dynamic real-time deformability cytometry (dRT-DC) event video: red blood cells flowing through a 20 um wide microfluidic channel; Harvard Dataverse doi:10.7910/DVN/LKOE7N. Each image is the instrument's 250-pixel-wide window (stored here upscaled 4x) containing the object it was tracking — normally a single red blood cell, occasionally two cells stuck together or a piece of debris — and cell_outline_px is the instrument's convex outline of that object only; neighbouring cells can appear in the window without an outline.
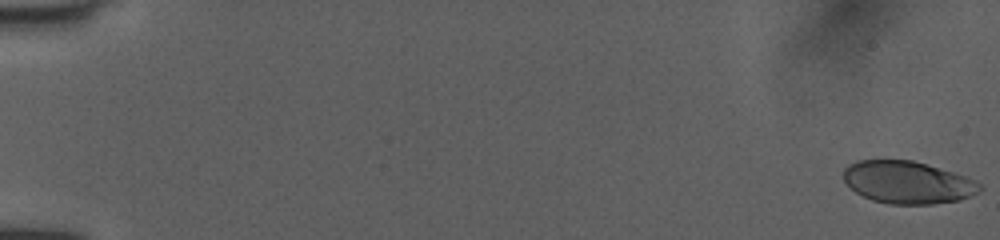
{"species": "human", "species_latin": "Homo sapiens", "temperature_condition": "room temperature", "stored_images_in_passage": 17, "camera_frame_rate_fps": 3000, "um_per_image_px": 0.085, "donor": {"sex": "female"}, "frame": {"image": 1, "passage_image": 1, "time_ms": 0.0, "image_size_px": [1000, 240], "cell_outline_px": [[984, 188], [980, 192], [960, 200], [932, 204], [888, 204], [872, 200], [856, 192], [844, 180], [844, 168], [848, 164], [856, 160], [912, 160], [968, 176], [980, 184]], "centroid_in_image_um": [77.18, 15.5], "position_along_channel_um": 7.8, "area_um2": 33.81}}
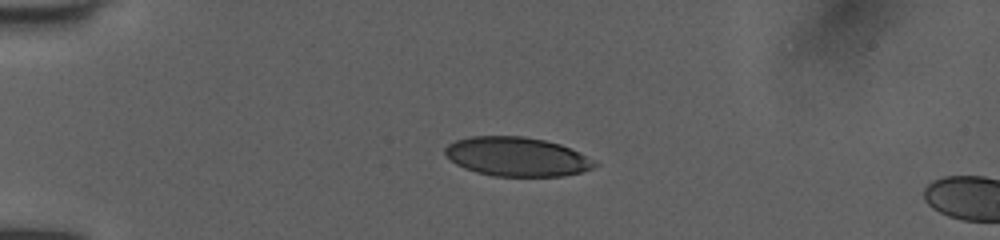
{"frame": {"image": 2, "passage_image": 14, "time_ms": 4.333, "image_size_px": [1000, 240], "cell_outline_px": [[600, 164], [592, 168], [580, 172], [564, 176], [492, 176], [476, 172], [464, 168], [456, 164], [444, 152], [444, 148], [448, 144], [456, 140], [468, 136], [524, 136], [544, 140], [560, 144]], "centroid_in_image_um": [43.89, 13.32], "position_along_channel_um": 41.1, "area_um2": 33.87}}